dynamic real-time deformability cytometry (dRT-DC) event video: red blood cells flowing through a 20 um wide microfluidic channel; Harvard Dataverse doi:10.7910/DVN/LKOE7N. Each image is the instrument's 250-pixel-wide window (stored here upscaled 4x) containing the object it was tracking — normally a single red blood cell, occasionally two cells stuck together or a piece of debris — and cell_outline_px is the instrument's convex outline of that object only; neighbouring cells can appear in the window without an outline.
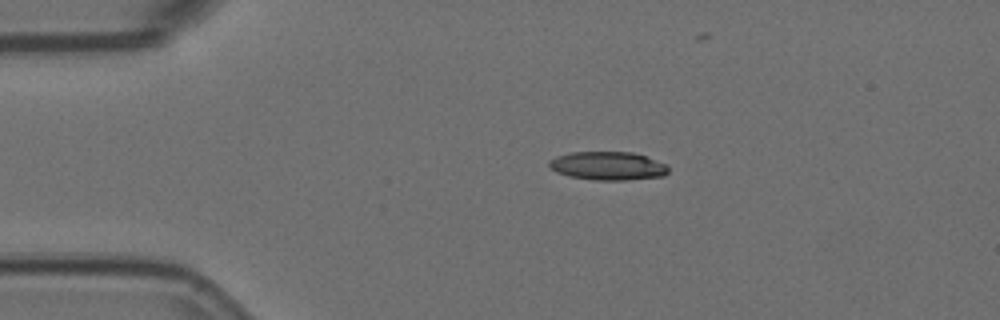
{"species": "Egyptian fruit bat (a non-hibernating species)", "species_latin": "Rousettus aegyptiacus", "temperature_condition": "room temperature", "stored_images_in_passage": 4, "camera_frame_rate_fps": 3000, "um_per_image_px": 0.085, "animal": {"sex": "female"}, "frame": {"image": 1, "passage_image": 1, "time_ms": 0.0, "image_size_px": [1000, 320], "cell_outline_px": [[668, 172], [664, 176], [624, 180], [596, 180], [568, 176], [556, 172], [548, 168], [548, 160], [556, 156], [572, 152], [632, 152], [644, 156], [664, 164], [668, 168]], "centroid_in_image_um": [51.6, 14.1], "position_along_channel_um": 33.4, "area_um2": 19.71}}
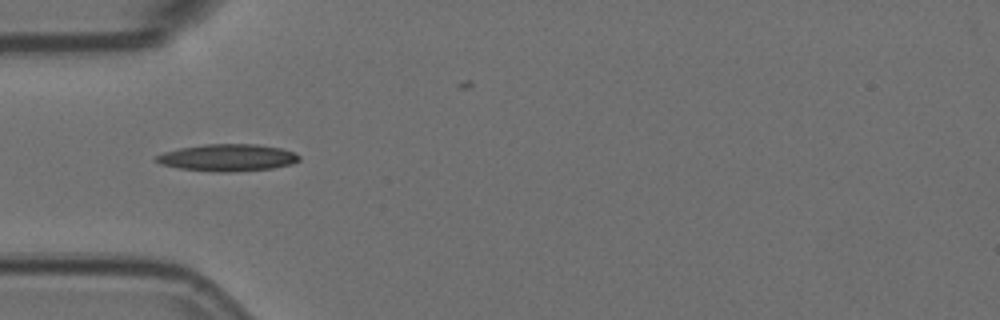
{"frame": {"image": 2, "passage_image": 3, "time_ms": 0.667, "image_size_px": [1000, 320], "cell_outline_px": [[300, 160], [292, 164], [272, 168], [232, 172], [216, 172], [180, 168], [160, 164], [152, 160], [156, 156], [164, 152], [180, 148], [204, 144], [256, 144], [280, 148], [296, 152], [300, 156]], "centroid_in_image_um": [19.35, 13.4], "position_along_channel_um": 65.7, "area_um2": 22.6}}
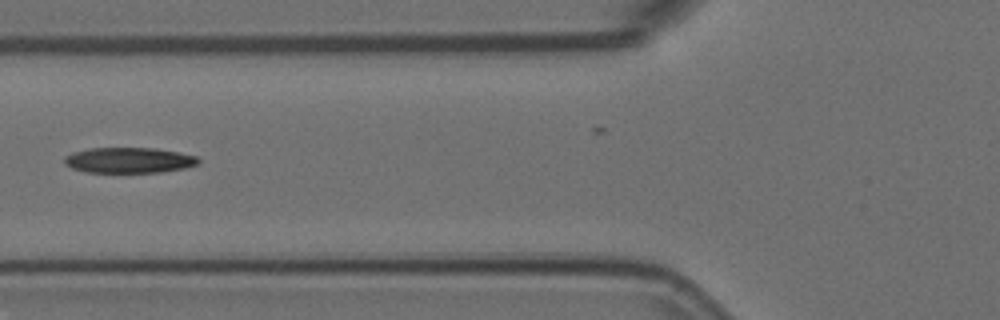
{"frame": {"image": 3, "passage_image": 4, "time_ms": 1.0, "image_size_px": [1000, 320], "cell_outline_px": [[200, 160], [196, 164], [184, 168], [160, 172], [84, 172], [72, 168], [64, 164], [64, 156], [72, 152], [88, 148], [156, 148], [196, 156]], "centroid_in_image_um": [10.9, 13.61], "position_along_channel_um": 114.9, "area_um2": 19.88}}